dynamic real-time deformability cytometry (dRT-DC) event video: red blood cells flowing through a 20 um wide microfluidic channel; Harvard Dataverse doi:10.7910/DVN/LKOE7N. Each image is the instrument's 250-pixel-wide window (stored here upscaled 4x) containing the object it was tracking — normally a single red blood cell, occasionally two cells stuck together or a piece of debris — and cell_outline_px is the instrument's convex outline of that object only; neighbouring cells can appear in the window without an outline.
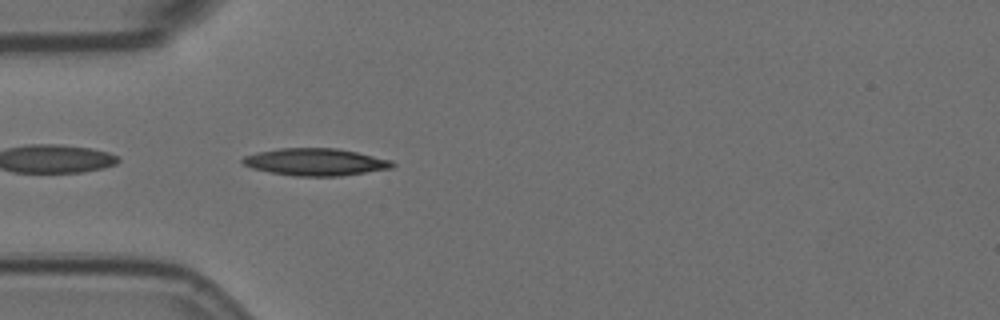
{"species": "Egyptian fruit bat (a non-hibernating species)", "species_latin": "Rousettus aegyptiacus", "temperature_condition": "room temperature", "stored_images_in_passage": 43, "camera_frame_rate_fps": 3000, "um_per_image_px": 0.085, "animal": {"sex": "female"}, "frame": {"image": 1, "passage_image": 2, "time_ms": 0.333, "image_size_px": [1000, 320], "cell_outline_px": [[396, 164], [392, 168], [340, 176], [292, 176], [252, 168], [244, 164], [240, 160], [244, 156], [256, 152], [280, 148], [336, 148], [356, 152], [392, 160]], "centroid_in_image_um": [26.81, 13.76], "position_along_channel_um": 58.2, "area_um2": 23.7}}
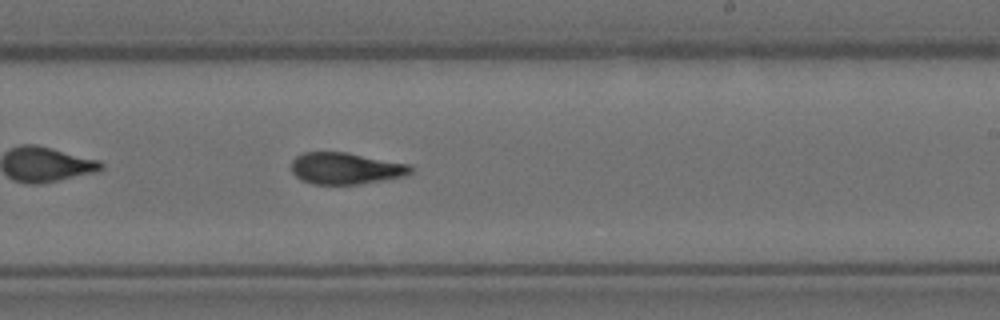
{"frame": {"image": 2, "passage_image": 19, "time_ms": 6.0, "image_size_px": [1000, 320], "cell_outline_px": [[412, 172], [404, 176], [384, 180], [360, 184], [312, 184], [300, 180], [292, 172], [292, 160], [296, 156], [304, 152], [348, 152], [408, 164], [412, 168]], "centroid_in_image_um": [29.36, 14.31], "position_along_channel_um": 259.6, "area_um2": 22.02}}
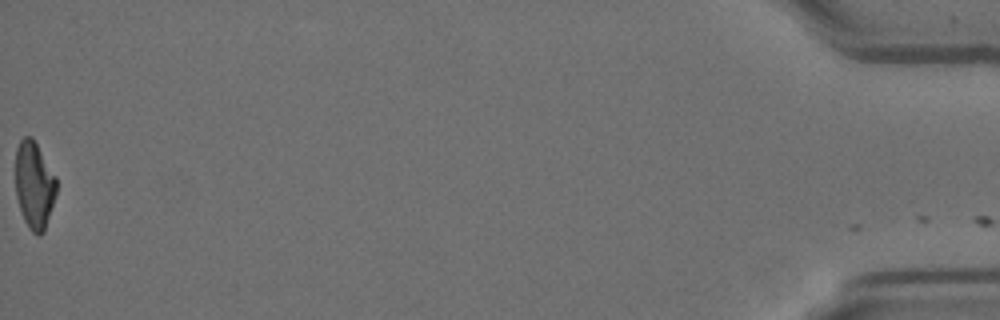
{"frame": {"image": 3, "passage_image": 42, "time_ms": 13.667, "image_size_px": [1000, 320], "cell_outline_px": [[56, 192], [44, 232], [40, 236], [36, 236], [28, 228], [24, 220], [16, 196], [16, 148], [20, 140], [24, 136], [32, 136], [56, 176]], "centroid_in_image_um": [2.91, 15.73], "position_along_channel_um": 432.3, "area_um2": 20.81}, "authors_computed_cell_mechanics": {"area_um2": 22.1952, "velocity_mm_per_s": 3.6069, "shape_relaxation_time_tau1_ms": 10.1461, "shape_relaxation_time_tau2_ms": 2.5467, "deformation_change_tau1": 0.2452, "deformation_change_tau2": 0.0934}}